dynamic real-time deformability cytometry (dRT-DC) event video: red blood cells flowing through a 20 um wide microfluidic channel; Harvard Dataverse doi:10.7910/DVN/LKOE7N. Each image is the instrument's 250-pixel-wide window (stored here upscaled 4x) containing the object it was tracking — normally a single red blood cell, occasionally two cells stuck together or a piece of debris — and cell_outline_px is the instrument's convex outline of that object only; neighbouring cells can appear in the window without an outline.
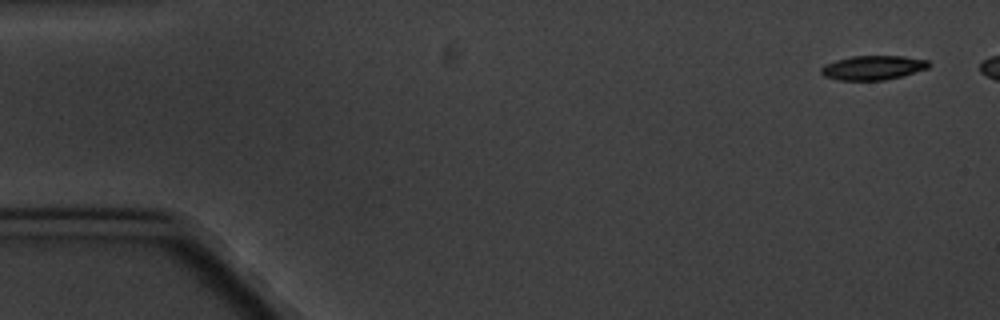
{"species": "common noctule bat (a hibernating species)", "species_latin": "Nyctalus noctula", "temperature_condition": "cold", "stored_images_in_passage": 6, "camera_frame_rate_fps": 3000, "um_per_image_px": 0.085, "animal": {"sex": "male", "body_mass_g": 20.1, "forearm_length_mm": 53.5}, "frame": {"image": 1, "passage_image": 6, "time_ms": 6.667, "image_size_px": [1000, 320], "cell_outline_px": [[932, 64], [928, 68], [904, 76], [884, 80], [840, 80], [824, 76], [820, 72], [820, 68], [824, 64], [836, 60], [852, 56], [904, 56], [928, 60]], "centroid_in_image_um": [74.22, 5.75], "position_along_channel_um": 10.8, "area_um2": 15.37}}